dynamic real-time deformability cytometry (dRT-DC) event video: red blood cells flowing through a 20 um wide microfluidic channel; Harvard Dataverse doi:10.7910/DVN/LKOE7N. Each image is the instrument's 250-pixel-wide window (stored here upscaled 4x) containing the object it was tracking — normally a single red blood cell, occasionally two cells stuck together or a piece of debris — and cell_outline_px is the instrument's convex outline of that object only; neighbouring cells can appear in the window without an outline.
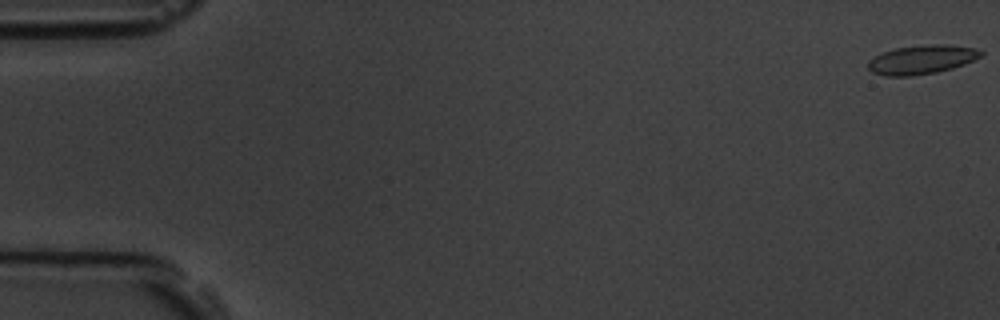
{"species": "common noctule bat (a hibernating species)", "species_latin": "Nyctalus noctula", "temperature_condition": "room temperature", "stored_images_in_passage": 5, "camera_frame_rate_fps": 3000, "um_per_image_px": 0.085, "animal": {"sex": "male", "body_mass_g": 19.5, "forearm_length_mm": 54.6}, "frame": {"image": 1, "passage_image": 1, "time_ms": 0.0, "image_size_px": [1000, 320], "cell_outline_px": [[984, 56], [964, 64], [952, 68], [936, 72], [912, 76], [884, 76], [872, 72], [868, 68], [868, 60], [884, 52], [896, 48], [932, 44], [944, 44], [976, 48], [984, 52]], "centroid_in_image_um": [78.38, 5.07], "position_along_channel_um": 6.6, "area_um2": 19.02}}
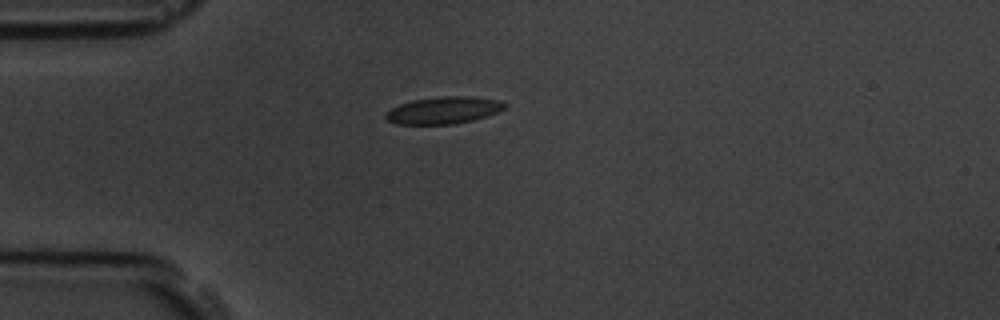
{"frame": {"image": 2, "passage_image": 5, "time_ms": 4.667, "image_size_px": [1000, 320], "cell_outline_px": [[508, 104], [504, 108], [496, 112], [472, 120], [452, 124], [396, 124], [388, 120], [384, 116], [384, 112], [400, 104], [412, 100], [444, 96], [472, 96], [500, 100]], "centroid_in_image_um": [37.68, 9.36], "position_along_channel_um": 47.3, "area_um2": 18.67}}